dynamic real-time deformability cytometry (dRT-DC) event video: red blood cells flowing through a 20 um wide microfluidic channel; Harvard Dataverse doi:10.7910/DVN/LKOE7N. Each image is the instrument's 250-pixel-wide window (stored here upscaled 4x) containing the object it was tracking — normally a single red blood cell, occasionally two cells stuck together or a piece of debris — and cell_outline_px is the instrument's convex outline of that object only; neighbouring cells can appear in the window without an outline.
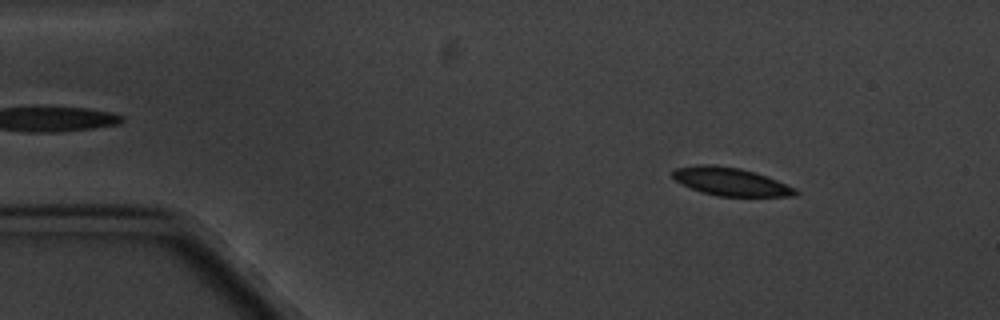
{"species": "common noctule bat (a hibernating species)", "species_latin": "Nyctalus noctula", "temperature_condition": "cold", "stored_images_in_passage": 11, "camera_frame_rate_fps": 3000, "um_per_image_px": 0.085, "animal": {"sex": "male", "body_mass_g": 20.1, "forearm_length_mm": 53.5}, "frame": {"image": 1, "passage_image": 2, "time_ms": 1.0, "image_size_px": [1000, 320], "cell_outline_px": [[800, 192], [796, 196], [716, 196], [700, 192], [676, 180], [672, 176], [672, 172], [676, 168], [696, 164], [716, 164], [740, 168], [756, 172], [796, 188]], "centroid_in_image_um": [62.12, 15.43], "position_along_channel_um": 22.9, "area_um2": 20.17}}
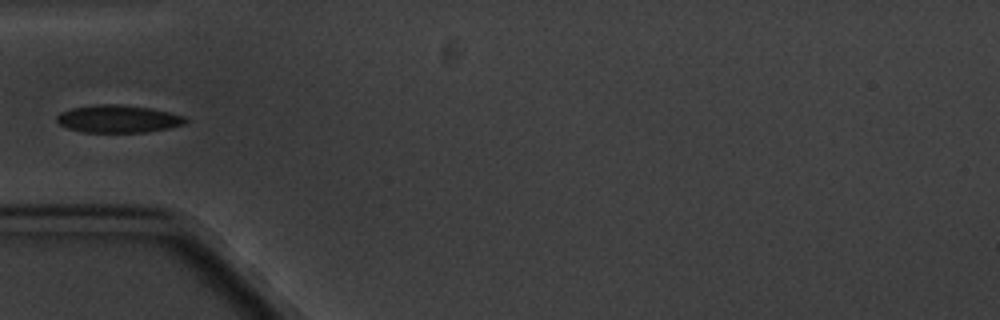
{"frame": {"image": 2, "passage_image": 5, "time_ms": 4.667, "image_size_px": [1000, 320], "cell_outline_px": [[188, 120], [184, 124], [168, 128], [148, 132], [84, 132], [68, 128], [60, 124], [56, 120], [56, 116], [60, 112], [72, 108], [96, 104], [120, 104], [148, 108], [168, 112], [184, 116]], "centroid_in_image_um": [10.03, 10.1], "position_along_channel_um": 75.0, "area_um2": 20.58}}